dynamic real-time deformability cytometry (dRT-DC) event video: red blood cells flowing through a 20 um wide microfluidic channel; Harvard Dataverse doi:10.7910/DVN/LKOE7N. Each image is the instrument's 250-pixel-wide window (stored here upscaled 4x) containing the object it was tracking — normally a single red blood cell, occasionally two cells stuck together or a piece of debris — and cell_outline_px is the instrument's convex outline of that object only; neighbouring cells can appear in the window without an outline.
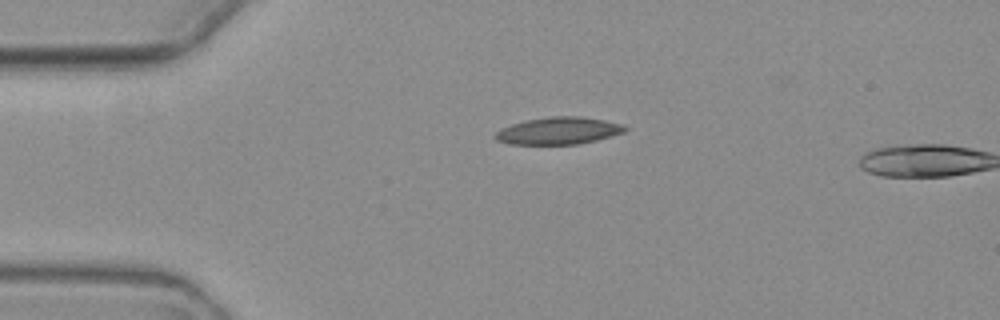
{"species": "common noctule bat (a hibernating species)", "species_latin": "Nyctalus noctula", "temperature_condition": "warm", "stored_images_in_passage": 2, "camera_frame_rate_fps": 3000, "um_per_image_px": 0.085, "animal": {"sex": "female", "body_mass_g": 19.3, "forearm_length_mm": 54.1}, "frame": {"image": 1, "passage_image": 1, "time_ms": 0.0, "image_size_px": [1000, 320], "cell_outline_px": [[628, 128], [624, 132], [596, 140], [580, 144], [512, 144], [496, 140], [492, 136], [496, 132], [512, 124], [528, 120], [548, 116], [580, 116], [604, 120], [624, 124]], "centroid_in_image_um": [47.5, 11.11], "position_along_channel_um": 37.5, "area_um2": 20.46}}